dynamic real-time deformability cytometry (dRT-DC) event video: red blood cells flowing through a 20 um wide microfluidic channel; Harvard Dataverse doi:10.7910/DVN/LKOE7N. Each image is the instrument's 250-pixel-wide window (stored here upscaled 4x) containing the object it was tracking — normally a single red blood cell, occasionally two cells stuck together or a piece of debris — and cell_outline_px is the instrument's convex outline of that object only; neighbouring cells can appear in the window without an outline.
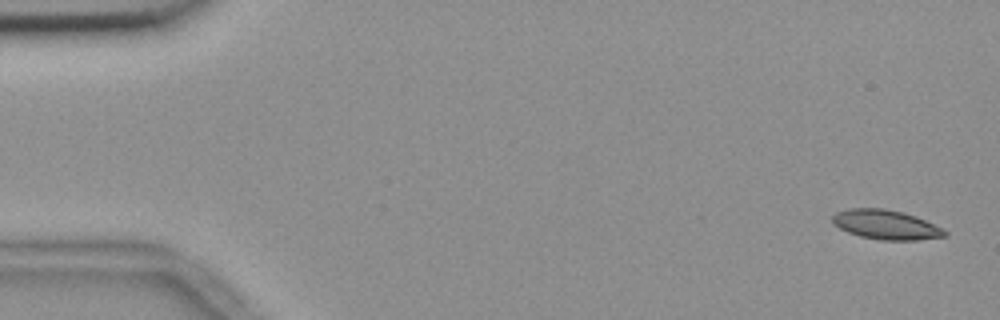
{"species": "common noctule bat (a hibernating species)", "species_latin": "Nyctalus noctula", "temperature_condition": "room temperature", "stored_images_in_passage": 55, "camera_frame_rate_fps": 3000, "um_per_image_px": 0.085, "animal": {"sex": "female", "body_mass_g": 18.4}, "frame": {"image": 1, "passage_image": 2, "time_ms": 0.333, "image_size_px": [1000, 320], "cell_outline_px": [[948, 232], [944, 236], [916, 240], [880, 240], [860, 236], [848, 232], [832, 224], [832, 216], [836, 212], [848, 208], [884, 208], [904, 212], [924, 220]], "centroid_in_image_um": [75.24, 19.09], "position_along_channel_um": 9.8, "area_um2": 19.13}}
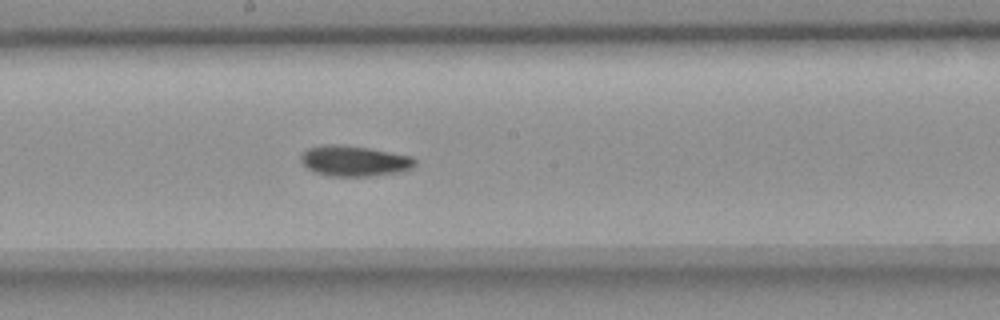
{"frame": {"image": 2, "passage_image": 30, "time_ms": 9.667, "image_size_px": [1000, 320], "cell_outline_px": [[416, 164], [412, 168], [396, 172], [376, 176], [328, 176], [316, 172], [308, 168], [300, 160], [300, 156], [308, 148], [324, 144], [340, 144], [368, 148], [412, 156], [416, 160]], "centroid_in_image_um": [30.11, 13.67], "position_along_channel_um": 218.1, "area_um2": 20.29}}
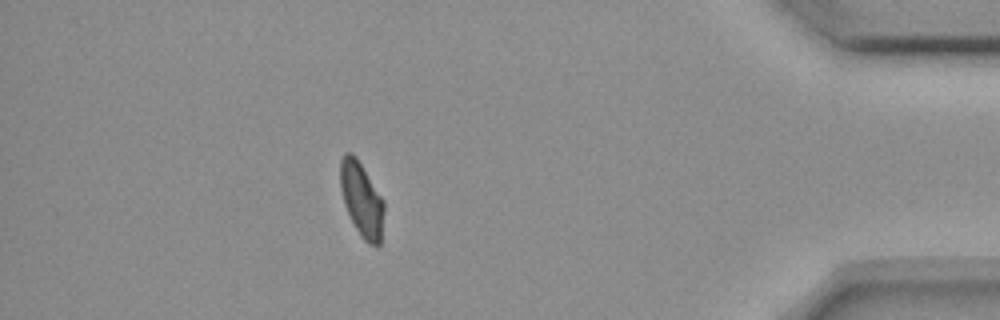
{"frame": {"image": 3, "passage_image": 49, "time_ms": 16.0, "image_size_px": [1000, 320], "cell_outline_px": [[384, 212], [380, 244], [376, 248], [368, 244], [364, 240], [356, 228], [344, 204], [340, 188], [340, 160], [344, 152], [352, 152], [356, 156], [384, 200]], "centroid_in_image_um": [30.74, 16.94], "position_along_channel_um": 404.5, "area_um2": 19.07}, "authors_computed_cell_mechanics": {"area_um2": 19.4208, "velocity_mm_per_s": 3.6709, "shape_relaxation_time_tau1_ms": 4.3282, "shape_relaxation_time_tau2_ms": 2.2227, "deformation_change_tau1": 0.1253, "deformation_change_tau2": 0.069}}